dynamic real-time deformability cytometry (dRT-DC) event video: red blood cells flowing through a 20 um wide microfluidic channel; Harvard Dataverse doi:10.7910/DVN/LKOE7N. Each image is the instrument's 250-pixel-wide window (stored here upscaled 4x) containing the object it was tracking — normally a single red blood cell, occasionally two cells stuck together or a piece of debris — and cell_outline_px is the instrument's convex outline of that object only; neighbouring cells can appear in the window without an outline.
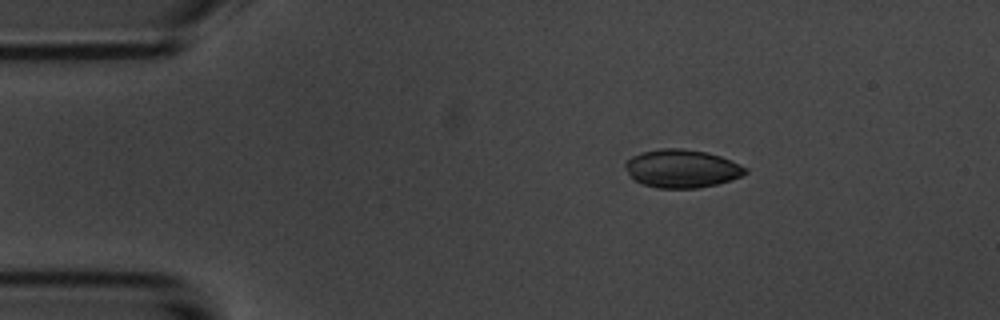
{"species": "common noctule bat (a hibernating species)", "species_latin": "Nyctalus noctula", "temperature_condition": "room temperature", "stored_images_in_passage": 3, "camera_frame_rate_fps": 3000, "um_per_image_px": 0.085, "animal": {"sex": "male", "body_mass_g": 20.1, "forearm_length_mm": 53.5}, "frame": {"image": 1, "passage_image": 1, "time_ms": 0.0, "image_size_px": [1000, 320], "cell_outline_px": [[748, 172], [732, 180], [716, 184], [696, 188], [656, 188], [632, 180], [624, 168], [624, 164], [632, 156], [644, 152], [660, 148], [684, 148], [708, 152], [720, 156], [740, 164], [748, 168]], "centroid_in_image_um": [57.95, 14.33], "position_along_channel_um": 27.1, "area_um2": 26.88}}
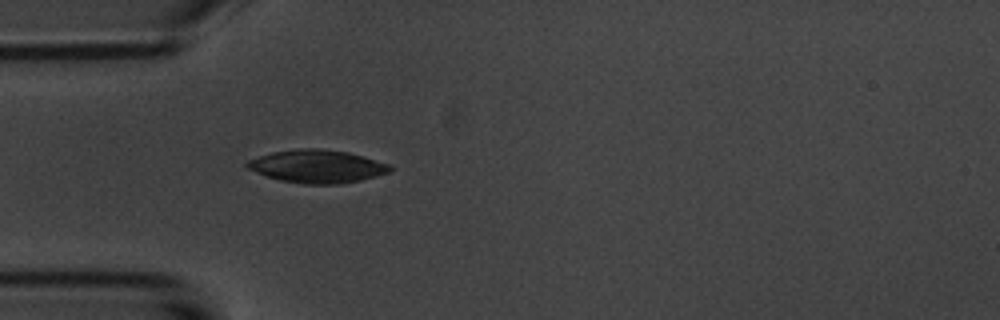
{"frame": {"image": 2, "passage_image": 3, "time_ms": 2.333, "image_size_px": [1000, 320], "cell_outline_px": [[392, 172], [360, 180], [340, 184], [300, 184], [280, 180], [268, 176], [248, 168], [244, 164], [248, 160], [272, 152], [296, 148], [320, 148], [348, 152], [364, 156], [392, 164]], "centroid_in_image_um": [27.01, 14.13], "position_along_channel_um": 58.0, "area_um2": 27.63}}